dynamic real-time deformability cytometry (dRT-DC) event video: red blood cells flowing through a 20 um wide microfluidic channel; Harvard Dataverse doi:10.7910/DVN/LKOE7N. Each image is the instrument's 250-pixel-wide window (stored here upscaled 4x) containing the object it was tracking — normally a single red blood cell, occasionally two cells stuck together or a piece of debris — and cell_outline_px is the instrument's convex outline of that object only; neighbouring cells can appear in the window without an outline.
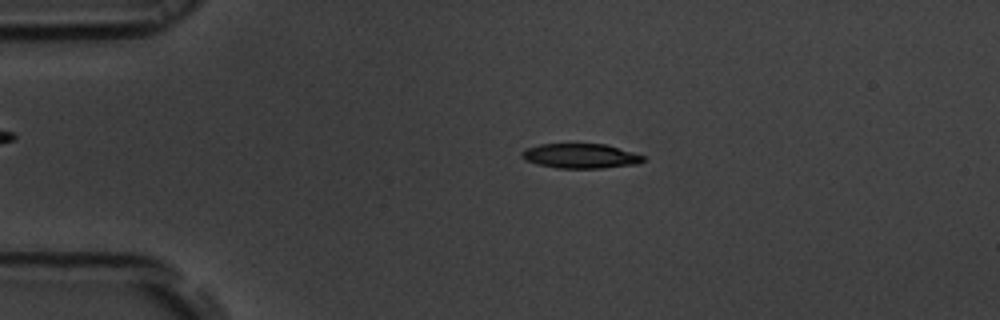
{"species": "common noctule bat (a hibernating species)", "species_latin": "Nyctalus noctula", "temperature_condition": "room temperature", "stored_images_in_passage": 54, "camera_frame_rate_fps": 3000, "um_per_image_px": 0.085, "animal": {"sex": "male", "body_mass_g": 19.5, "forearm_length_mm": 54.6}, "frame": {"image": 1, "passage_image": 11, "time_ms": 3.333, "image_size_px": [1000, 320], "cell_outline_px": [[644, 160], [640, 164], [604, 168], [556, 168], [536, 164], [524, 160], [520, 156], [520, 152], [528, 148], [540, 144], [608, 144], [644, 156]], "centroid_in_image_um": [49.34, 13.26], "position_along_channel_um": 35.7, "area_um2": 17.63}}
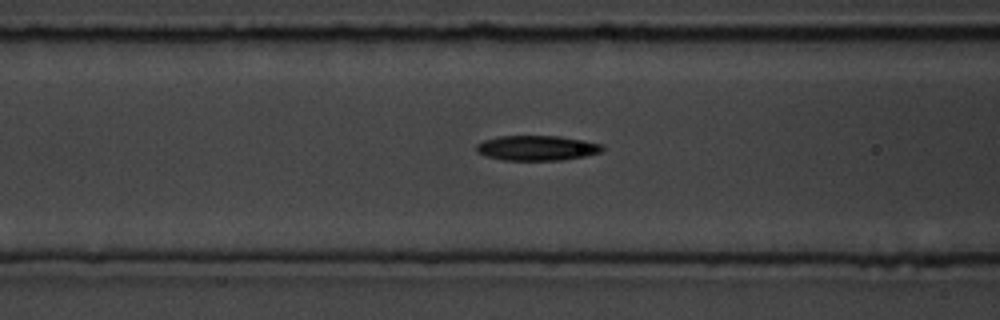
{"frame": {"image": 2, "passage_image": 21, "time_ms": 6.667, "image_size_px": [1000, 320], "cell_outline_px": [[604, 148], [600, 152], [584, 156], [560, 160], [504, 160], [488, 156], [476, 152], [476, 144], [484, 140], [500, 136], [560, 136], [604, 144]], "centroid_in_image_um": [45.64, 12.57], "position_along_channel_um": 121.0, "area_um2": 18.26}}
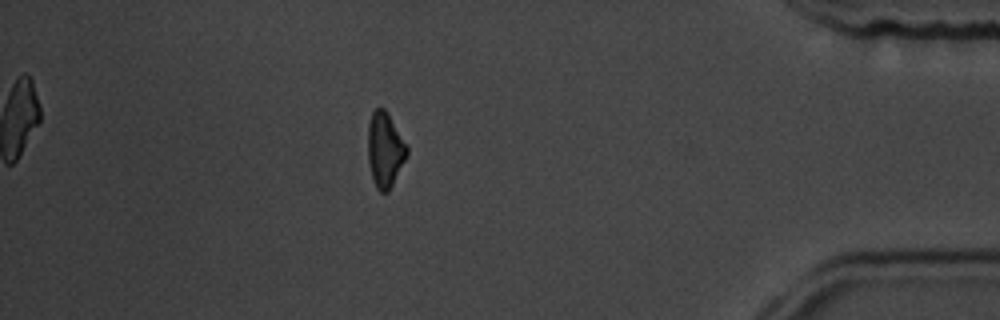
{"frame": {"image": 3, "passage_image": 47, "time_ms": 15.333, "image_size_px": [1000, 320], "cell_outline_px": [[408, 152], [388, 192], [380, 192], [376, 188], [372, 180], [368, 160], [368, 124], [372, 112], [376, 108], [384, 108], [388, 112], [408, 148]], "centroid_in_image_um": [32.69, 12.71], "position_along_channel_um": 402.5, "area_um2": 16.88}, "authors_computed_cell_mechanics": {"area_um2": 17.6001, "velocity_mm_per_s": 3.7386, "shape_relaxation_time_tau1_ms": 3.1232, "shape_relaxation_time_tau2_ms": 6.0705, "deformation_change_tau1": 0.1168, "deformation_change_tau2": 0.1815}}